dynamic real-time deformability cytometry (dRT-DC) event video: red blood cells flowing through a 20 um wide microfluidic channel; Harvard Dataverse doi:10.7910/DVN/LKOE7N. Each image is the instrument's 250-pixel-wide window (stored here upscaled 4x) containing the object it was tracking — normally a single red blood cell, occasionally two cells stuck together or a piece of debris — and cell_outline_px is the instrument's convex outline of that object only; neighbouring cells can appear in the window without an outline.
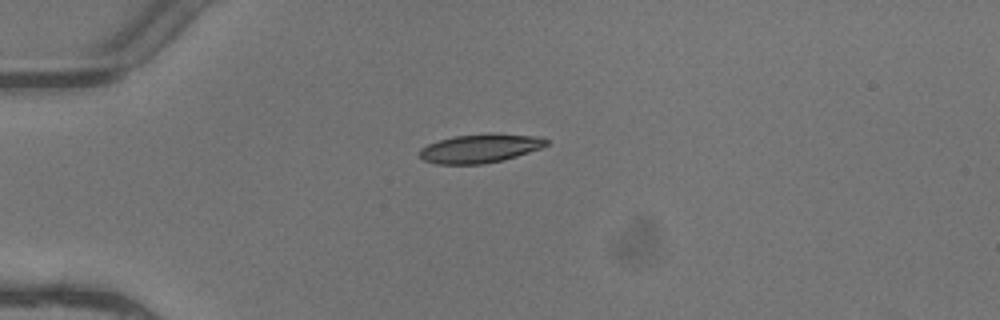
{"species": "common noctule bat (a hibernating species)", "species_latin": "Nyctalus noctula", "temperature_condition": "warm", "stored_images_in_passage": 4, "camera_frame_rate_fps": 3000, "um_per_image_px": 0.085, "animal": {"sex": "female"}, "frame": {"image": 1, "passage_image": 1, "time_ms": 0.0, "image_size_px": [1000, 320], "cell_outline_px": [[548, 144], [540, 148], [504, 160], [484, 164], [436, 164], [424, 160], [420, 156], [420, 148], [428, 144], [452, 136], [544, 136], [548, 140]], "centroid_in_image_um": [40.76, 12.66], "position_along_channel_um": 44.2, "area_um2": 20.29}}
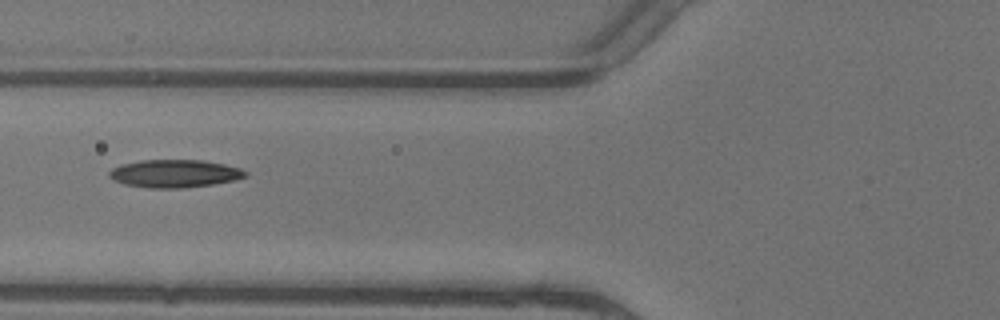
{"frame": {"image": 2, "passage_image": 3, "time_ms": 0.667, "image_size_px": [1000, 320], "cell_outline_px": [[248, 176], [236, 180], [212, 184], [184, 188], [148, 188], [124, 184], [108, 176], [108, 172], [112, 168], [120, 164], [140, 160], [204, 160], [224, 164], [240, 168], [248, 172]], "centroid_in_image_um": [14.85, 14.75], "position_along_channel_um": 110.9, "area_um2": 22.25}}
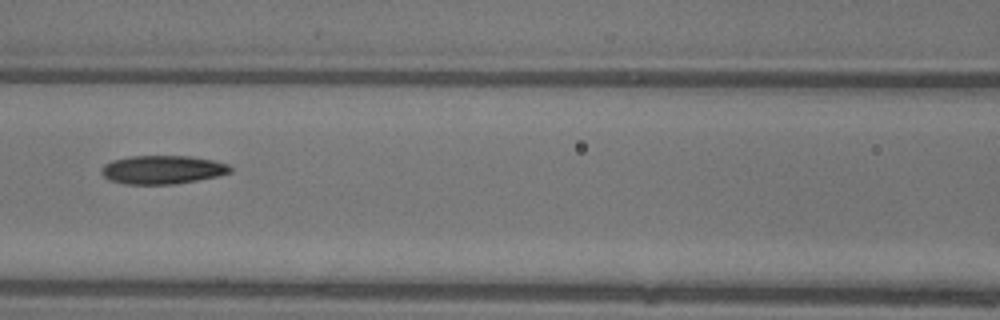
{"frame": {"image": 3, "passage_image": 4, "time_ms": 1.0, "image_size_px": [1000, 320], "cell_outline_px": [[232, 172], [216, 176], [176, 184], [124, 184], [108, 180], [100, 172], [104, 164], [112, 160], [128, 156], [192, 156], [212, 160], [228, 164], [232, 168]], "centroid_in_image_um": [13.78, 14.42], "position_along_channel_um": 152.8, "area_um2": 21.5}}